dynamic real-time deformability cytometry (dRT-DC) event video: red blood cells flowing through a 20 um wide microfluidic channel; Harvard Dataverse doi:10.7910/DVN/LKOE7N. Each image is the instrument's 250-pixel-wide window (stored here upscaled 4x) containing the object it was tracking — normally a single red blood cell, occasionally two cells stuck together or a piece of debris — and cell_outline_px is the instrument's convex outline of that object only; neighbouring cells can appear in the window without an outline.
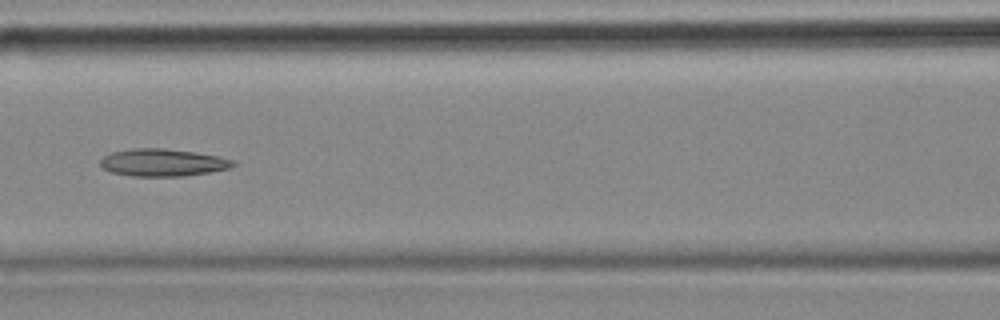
{"species": "common noctule bat (a hibernating species)", "species_latin": "Nyctalus noctula", "temperature_condition": "cold", "stored_images_in_passage": 9, "camera_frame_rate_fps": 3000, "um_per_image_px": 0.085, "animal": {"sex": "female", "body_mass_g": 18.4}, "frame": {"image": 1, "passage_image": 6, "time_ms": 1.667, "image_size_px": [1000, 320], "cell_outline_px": [[236, 164], [228, 168], [208, 172], [184, 176], [132, 176], [112, 172], [104, 168], [100, 164], [100, 160], [104, 156], [112, 152], [132, 148], [160, 148], [192, 152], [220, 156], [232, 160]], "centroid_in_image_um": [13.81, 13.81], "position_along_channel_um": 152.8, "area_um2": 20.92}}
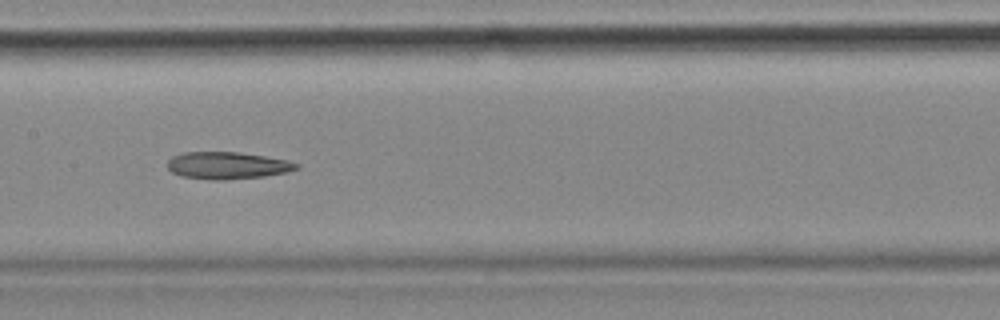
{"frame": {"image": 2, "passage_image": 7, "time_ms": 2.0, "image_size_px": [1000, 320], "cell_outline_px": [[300, 168], [288, 172], [264, 176], [224, 180], [212, 180], [180, 176], [172, 172], [168, 168], [168, 160], [172, 156], [184, 152], [240, 152], [288, 160], [300, 164]], "centroid_in_image_um": [19.34, 14.06], "position_along_channel_um": 188.1, "area_um2": 20.52}}